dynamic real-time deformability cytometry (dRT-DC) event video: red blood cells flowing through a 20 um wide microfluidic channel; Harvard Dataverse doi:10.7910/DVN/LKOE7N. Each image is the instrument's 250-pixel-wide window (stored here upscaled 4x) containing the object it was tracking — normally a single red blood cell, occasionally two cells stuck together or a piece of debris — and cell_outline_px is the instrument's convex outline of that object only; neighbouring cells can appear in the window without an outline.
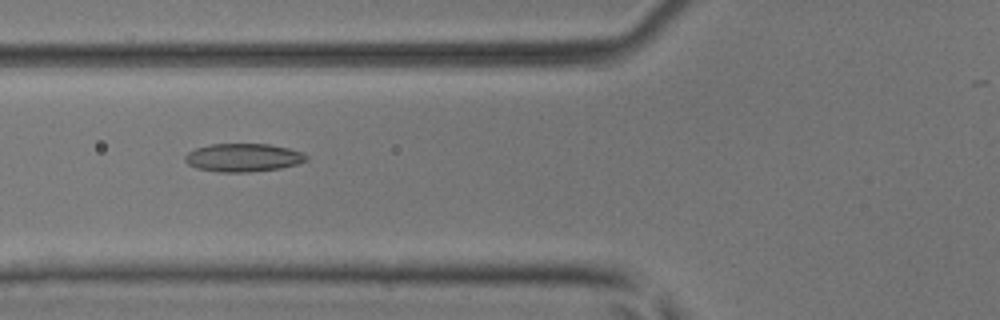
{"species": "common noctule bat (a hibernating species)", "species_latin": "Nyctalus noctula", "temperature_condition": "room temperature", "stored_images_in_passage": 7, "camera_frame_rate_fps": 3000, "um_per_image_px": 0.085, "animal": {"sex": "male", "body_mass_g": 17.9, "forearm_length_mm": 54.2}, "frame": {"image": 1, "passage_image": 6, "time_ms": 1.667, "image_size_px": [1000, 320], "cell_outline_px": [[308, 160], [296, 164], [280, 168], [248, 172], [220, 172], [196, 168], [188, 164], [184, 160], [184, 156], [188, 152], [196, 148], [212, 144], [268, 144], [288, 148], [304, 152], [308, 156]], "centroid_in_image_um": [20.68, 13.39], "position_along_channel_um": 105.1, "area_um2": 19.94}}
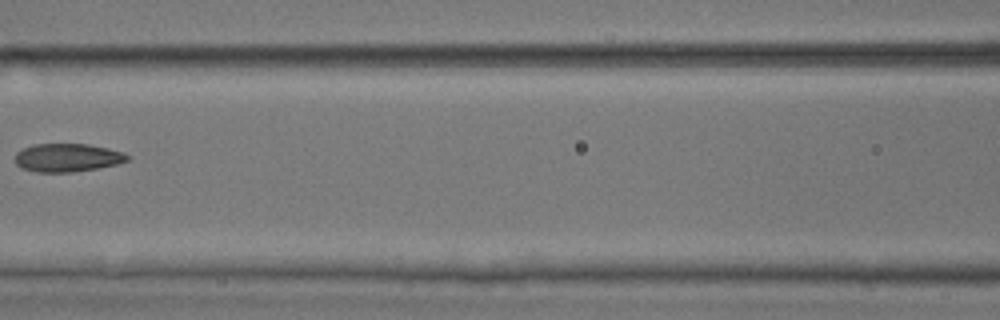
{"frame": {"image": 2, "passage_image": 7, "time_ms": 2.0, "image_size_px": [1000, 320], "cell_outline_px": [[132, 156], [128, 160], [116, 164], [96, 168], [72, 172], [36, 172], [20, 168], [16, 164], [16, 152], [32, 144], [88, 144], [108, 148], [124, 152]], "centroid_in_image_um": [5.73, 13.4], "position_along_channel_um": 160.9, "area_um2": 18.55}}